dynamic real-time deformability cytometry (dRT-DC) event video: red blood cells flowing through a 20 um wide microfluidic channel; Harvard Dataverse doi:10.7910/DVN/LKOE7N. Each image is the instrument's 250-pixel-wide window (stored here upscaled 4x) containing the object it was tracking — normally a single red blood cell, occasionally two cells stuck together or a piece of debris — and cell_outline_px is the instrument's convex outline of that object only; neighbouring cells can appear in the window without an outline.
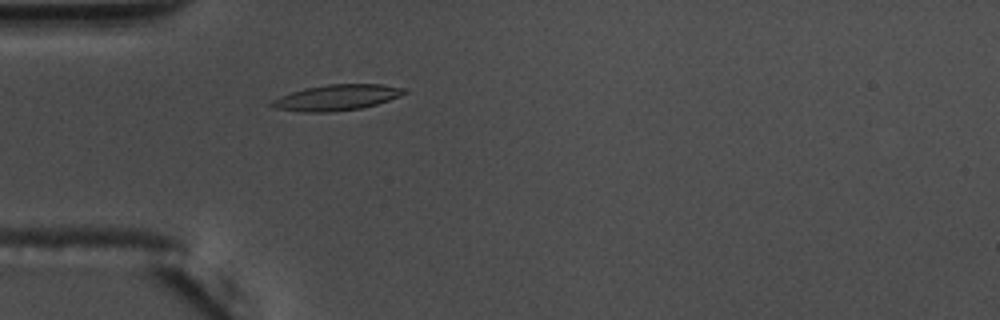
{"species": "common noctule bat (a hibernating species)", "species_latin": "Nyctalus noctula", "temperature_condition": "warm", "stored_images_in_passage": 45, "camera_frame_rate_fps": 3000, "um_per_image_px": 0.085, "animal": {"sex": "male", "body_mass_g": 17.5, "forearm_length_mm": 52.3}, "frame": {"image": 1, "passage_image": 6, "time_ms": 1.667, "image_size_px": [1000, 320], "cell_outline_px": [[408, 92], [400, 96], [376, 104], [360, 108], [328, 112], [300, 112], [276, 108], [268, 104], [272, 100], [280, 96], [304, 88], [328, 84], [380, 84], [404, 88]], "centroid_in_image_um": [28.6, 8.28], "position_along_channel_um": 56.4, "area_um2": 19.77}}
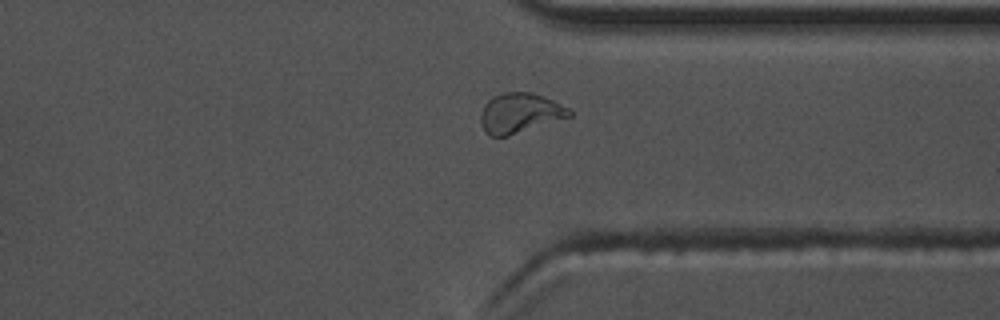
{"frame": {"image": 2, "passage_image": 32, "time_ms": 10.333, "image_size_px": [1000, 320], "cell_outline_px": [[572, 116], [508, 136], [488, 136], [484, 132], [480, 124], [480, 116], [484, 104], [492, 96], [504, 92], [532, 92], [552, 100], [568, 108], [572, 112]], "centroid_in_image_um": [44.14, 9.62], "position_along_channel_um": 367.3, "area_um2": 20.69}}
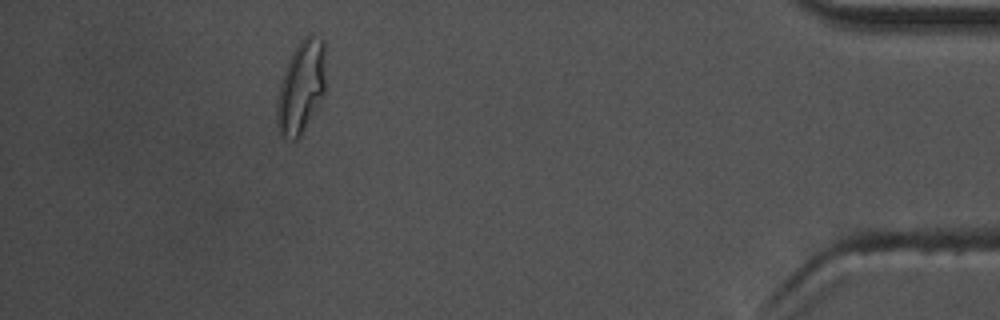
{"frame": {"image": 3, "passage_image": 40, "time_ms": 13.0, "image_size_px": [1000, 320], "cell_outline_px": [[324, 96], [300, 136], [296, 140], [292, 140], [284, 136], [280, 132], [276, 124], [276, 100], [280, 84], [288, 60], [292, 52], [300, 40], [308, 32], [324, 40]], "centroid_in_image_um": [25.59, 7.38], "position_along_channel_um": 409.6, "area_um2": 26.36}, "authors_computed_cell_mechanics": {"area_um2": 19.5364, "velocity_mm_per_s": 3.6569, "shape_relaxation_time_tau1_ms": 4.5035, "shape_relaxation_time_tau2_ms": 2.3922, "deformation_change_tau1": 0.2032, "deformation_change_tau2": 0.0648}}